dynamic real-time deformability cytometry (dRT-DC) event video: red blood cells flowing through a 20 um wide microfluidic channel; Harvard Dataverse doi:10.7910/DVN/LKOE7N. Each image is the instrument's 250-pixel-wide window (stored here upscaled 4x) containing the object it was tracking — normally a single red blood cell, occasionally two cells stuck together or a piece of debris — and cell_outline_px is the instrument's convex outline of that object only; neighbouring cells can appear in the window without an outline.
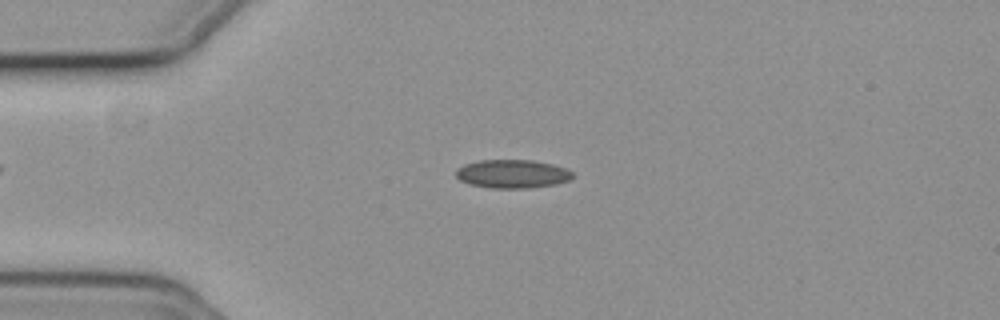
{"species": "common noctule bat (a hibernating species)", "species_latin": "Nyctalus noctula", "temperature_condition": "cold", "stored_images_in_passage": 55, "camera_frame_rate_fps": 3000, "um_per_image_px": 0.085, "animal": {"sex": "female", "body_mass_g": 19.3, "forearm_length_mm": 54.1}, "frame": {"image": 1, "passage_image": 13, "time_ms": 4.0, "image_size_px": [1000, 320], "cell_outline_px": [[576, 176], [568, 180], [556, 184], [528, 188], [492, 188], [468, 184], [460, 180], [456, 176], [456, 168], [464, 164], [480, 160], [532, 160], [552, 164], [564, 168], [572, 172]], "centroid_in_image_um": [43.53, 14.78], "position_along_channel_um": 41.5, "area_um2": 19.42}}
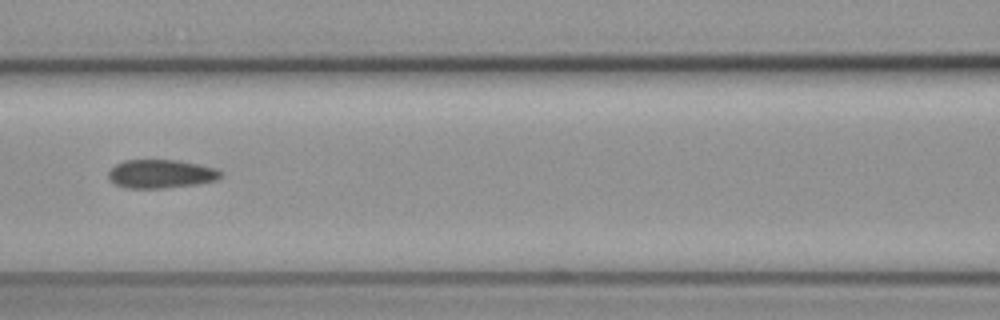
{"frame": {"image": 2, "passage_image": 24, "time_ms": 7.667, "image_size_px": [1000, 320], "cell_outline_px": [[224, 172], [216, 180], [196, 184], [164, 188], [124, 188], [108, 180], [108, 172], [116, 164], [124, 160], [180, 160], [200, 164], [216, 168]], "centroid_in_image_um": [13.68, 14.77], "position_along_channel_um": 152.9, "area_um2": 18.84}}
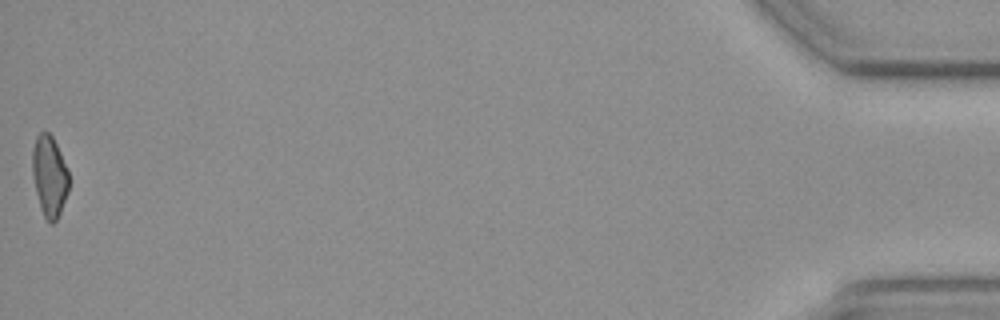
{"frame": {"image": 3, "passage_image": 55, "time_ms": 18.0, "image_size_px": [1000, 320], "cell_outline_px": [[68, 192], [60, 212], [56, 220], [52, 224], [48, 224], [40, 208], [36, 192], [32, 172], [32, 152], [36, 136], [40, 132], [48, 132], [52, 136], [68, 168]], "centroid_in_image_um": [4.2, 14.98], "position_along_channel_um": 431.0, "area_um2": 17.22}, "authors_computed_cell_mechanics": {"area_um2": 18.7272, "velocity_mm_per_s": 3.7272, "shape_relaxation_time_tau1_ms": null, "shape_relaxation_time_tau2_ms": 3.6723, "deformation_change_tau1": null, "deformation_change_tau2": 0.0983}}